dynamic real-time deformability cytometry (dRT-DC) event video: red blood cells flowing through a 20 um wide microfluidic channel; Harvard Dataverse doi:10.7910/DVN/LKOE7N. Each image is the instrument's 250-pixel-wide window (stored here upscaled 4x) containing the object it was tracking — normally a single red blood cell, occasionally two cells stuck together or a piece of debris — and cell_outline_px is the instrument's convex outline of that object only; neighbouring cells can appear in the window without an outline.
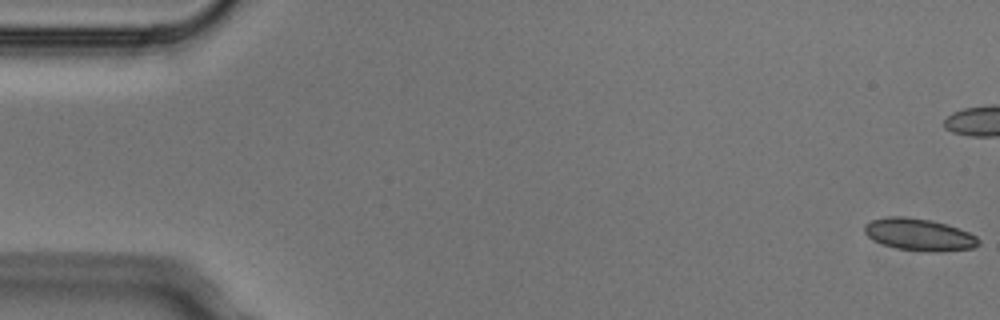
{"species": "Egyptian fruit bat (a non-hibernating species)", "species_latin": "Rousettus aegyptiacus", "temperature_condition": "cold", "stored_images_in_passage": 8, "camera_frame_rate_fps": 3000, "um_per_image_px": 0.085, "animal": {"sex": "male"}, "frame": {"image": 1, "passage_image": 1, "time_ms": 0.0, "image_size_px": [1000, 320], "cell_outline_px": [[980, 244], [972, 248], [936, 252], [932, 252], [896, 248], [872, 240], [864, 232], [864, 224], [872, 220], [888, 216], [904, 216], [932, 220], [948, 224], [968, 232], [976, 236], [980, 240]], "centroid_in_image_um": [78.12, 19.93], "position_along_channel_um": 6.9, "area_um2": 21.39}}